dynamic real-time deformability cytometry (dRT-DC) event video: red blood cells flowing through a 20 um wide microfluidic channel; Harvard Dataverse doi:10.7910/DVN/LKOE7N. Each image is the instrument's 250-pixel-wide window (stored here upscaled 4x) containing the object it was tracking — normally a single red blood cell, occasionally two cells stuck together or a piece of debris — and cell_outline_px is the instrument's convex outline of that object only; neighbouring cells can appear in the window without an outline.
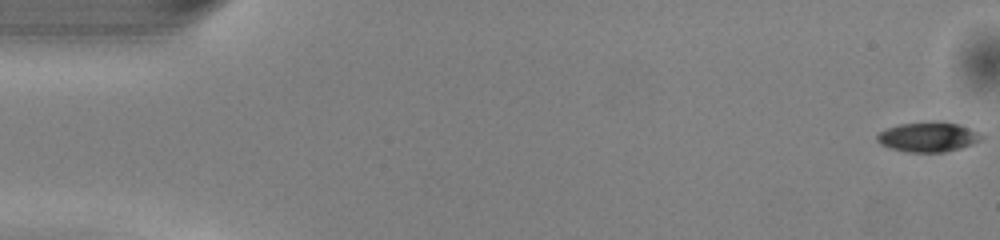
{"species": "common noctule bat (a hibernating species)", "species_latin": "Nyctalus noctula", "temperature_condition": "warm", "stored_images_in_passage": 51, "camera_frame_rate_fps": 3000, "um_per_image_px": 0.085, "animal": {"sex": "male", "body_mass_g": 13.0, "forearm_length_mm": 53.1}, "frame": {"image": 1, "passage_image": 1, "time_ms": 0.0, "image_size_px": [1000, 240], "cell_outline_px": [[984, 136], [980, 140], [960, 148], [944, 152], [908, 152], [892, 148], [880, 144], [876, 140], [876, 136], [884, 128], [900, 124], [960, 124]], "centroid_in_image_um": [78.83, 11.68], "position_along_channel_um": 6.2, "area_um2": 17.28}}
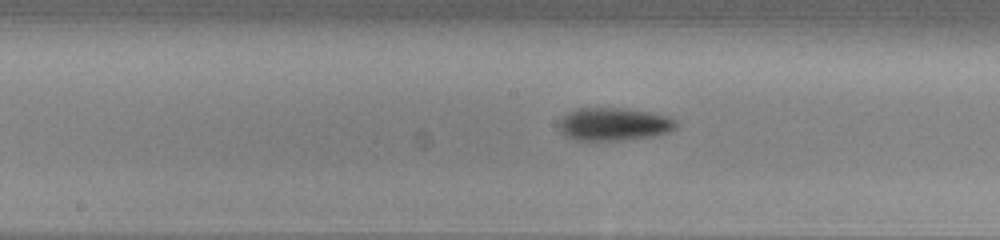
{"frame": {"image": 2, "passage_image": 26, "time_ms": 8.333, "image_size_px": [1000, 240], "cell_outline_px": [[680, 124], [676, 128], [668, 132], [656, 136], [624, 140], [576, 140], [564, 136], [560, 132], [560, 120], [568, 112], [576, 108], [628, 108], [668, 116], [676, 120]], "centroid_in_image_um": [52.21, 10.56], "position_along_channel_um": 196.0, "area_um2": 22.72}}
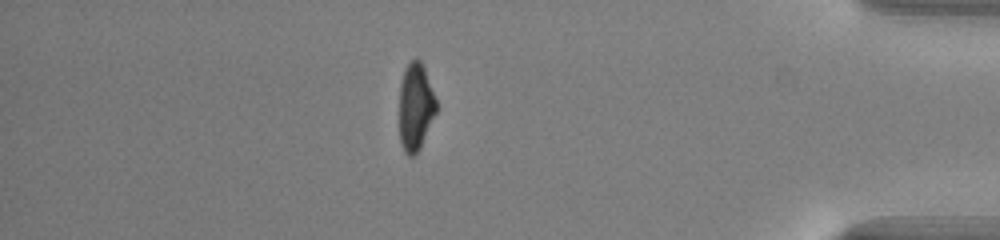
{"frame": {"image": 3, "passage_image": 44, "time_ms": 14.333, "image_size_px": [1000, 240], "cell_outline_px": [[436, 112], [420, 148], [412, 156], [408, 156], [404, 152], [400, 144], [400, 84], [404, 68], [416, 56], [420, 60], [424, 68], [436, 100]], "centroid_in_image_um": [35.31, 9.08], "position_along_channel_um": 399.9, "area_um2": 18.67}}